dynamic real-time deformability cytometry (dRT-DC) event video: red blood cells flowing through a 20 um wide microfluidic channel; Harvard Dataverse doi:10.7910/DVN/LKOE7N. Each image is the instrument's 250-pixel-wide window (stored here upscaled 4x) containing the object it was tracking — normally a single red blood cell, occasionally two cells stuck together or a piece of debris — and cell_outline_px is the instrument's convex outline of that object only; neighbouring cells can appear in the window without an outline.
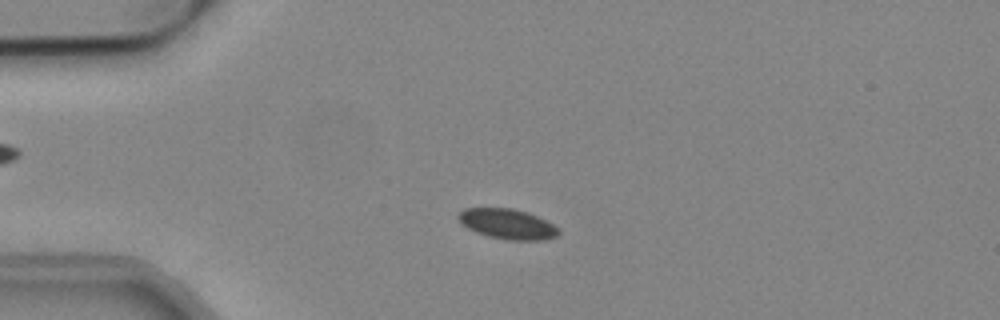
{"species": "common noctule bat (a hibernating species)", "species_latin": "Nyctalus noctula", "temperature_condition": "cold", "stored_images_in_passage": 50, "camera_frame_rate_fps": 3000, "um_per_image_px": 0.085, "animal": {"sex": "male", "body_mass_g": 19.2, "forearm_length_mm": 51.8}, "frame": {"image": 1, "passage_image": 9, "time_ms": 2.667, "image_size_px": [1000, 320], "cell_outline_px": [[560, 232], [556, 236], [544, 240], [508, 240], [488, 236], [476, 232], [460, 224], [456, 216], [464, 208], [512, 208], [528, 212], [560, 228]], "centroid_in_image_um": [43.11, 19.04], "position_along_channel_um": 41.9, "area_um2": 17.69}}
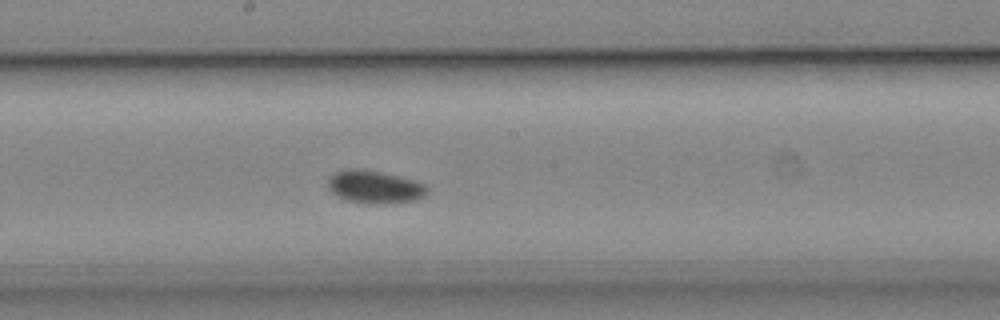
{"frame": {"image": 2, "passage_image": 25, "time_ms": 8.0, "image_size_px": [1000, 320], "cell_outline_px": [[428, 192], [424, 196], [416, 200], [396, 204], [368, 204], [348, 200], [332, 192], [328, 188], [328, 180], [332, 172], [348, 168], [364, 168], [416, 180], [424, 184], [428, 188]], "centroid_in_image_um": [31.87, 15.88], "position_along_channel_um": 216.3, "area_um2": 19.42}}
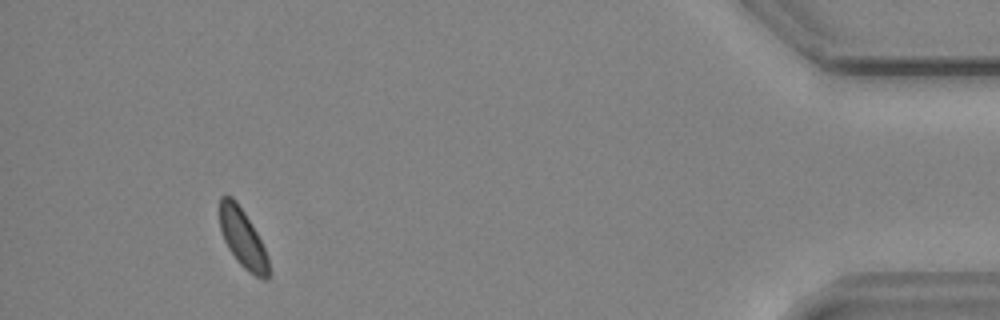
{"frame": {"image": 3, "passage_image": 46, "time_ms": 15.0, "image_size_px": [1000, 320], "cell_outline_px": [[268, 276], [264, 280], [248, 272], [236, 260], [228, 248], [224, 240], [220, 228], [220, 196], [232, 196], [236, 200], [244, 212], [256, 232], [268, 256]], "centroid_in_image_um": [20.61, 20.25], "position_along_channel_um": 414.6, "area_um2": 16.47}}